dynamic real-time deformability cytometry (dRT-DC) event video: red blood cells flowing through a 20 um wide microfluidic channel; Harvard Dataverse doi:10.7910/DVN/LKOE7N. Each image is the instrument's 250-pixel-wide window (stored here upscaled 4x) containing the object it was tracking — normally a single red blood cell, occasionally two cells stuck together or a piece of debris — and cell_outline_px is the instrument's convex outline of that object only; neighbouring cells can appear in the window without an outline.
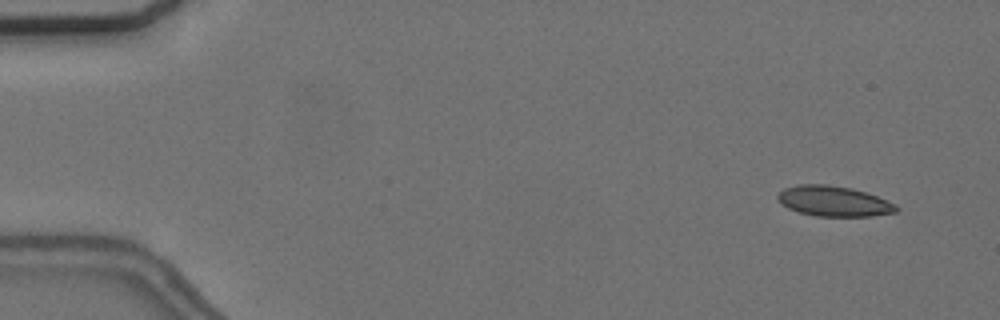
{"species": "common noctule bat (a hibernating species)", "species_latin": "Nyctalus noctula", "temperature_condition": "cold", "stored_images_in_passage": 56, "camera_frame_rate_fps": 3000, "um_per_image_px": 0.085, "animal": {"sex": "female", "body_mass_g": 24.6, "forearm_length_mm": 56.2}, "frame": {"image": 1, "passage_image": 4, "time_ms": 1.0, "image_size_px": [1000, 320], "cell_outline_px": [[900, 208], [896, 212], [872, 216], [816, 216], [800, 212], [788, 208], [780, 204], [776, 196], [784, 188], [800, 184], [828, 184], [852, 188], [876, 196], [896, 204]], "centroid_in_image_um": [70.86, 17.1], "position_along_channel_um": 14.1, "area_um2": 20.98}}
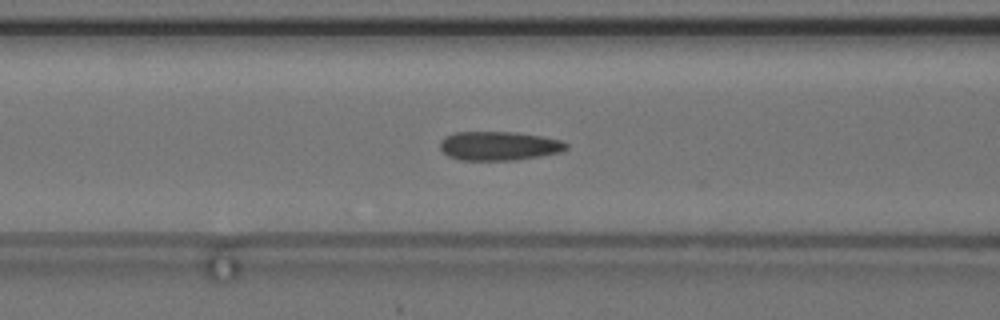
{"frame": {"image": 2, "passage_image": 23, "time_ms": 7.333, "image_size_px": [1000, 320], "cell_outline_px": [[568, 148], [560, 152], [540, 156], [516, 160], [460, 160], [448, 156], [440, 148], [440, 140], [444, 136], [456, 132], [516, 132], [540, 136], [560, 140], [568, 144]], "centroid_in_image_um": [42.39, 12.4], "position_along_channel_um": 124.2, "area_um2": 21.33}}
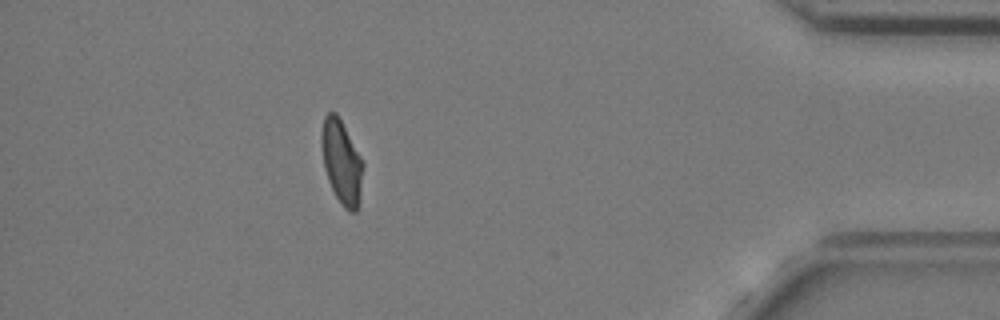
{"frame": {"image": 3, "passage_image": 50, "time_ms": 16.333, "image_size_px": [1000, 320], "cell_outline_px": [[364, 164], [360, 204], [356, 212], [348, 212], [344, 208], [336, 196], [328, 180], [324, 168], [320, 144], [320, 132], [324, 116], [328, 112], [336, 112], [364, 160]], "centroid_in_image_um": [29.05, 13.77], "position_along_channel_um": 406.2, "area_um2": 20.87}, "authors_computed_cell_mechanics": {"area_um2": 20.8658, "velocity_mm_per_s": 3.6694, "shape_relaxation_time_tau1_ms": null, "shape_relaxation_time_tau2_ms": 2.0828, "deformation_change_tau1": null, "deformation_change_tau2": 0.0763}}